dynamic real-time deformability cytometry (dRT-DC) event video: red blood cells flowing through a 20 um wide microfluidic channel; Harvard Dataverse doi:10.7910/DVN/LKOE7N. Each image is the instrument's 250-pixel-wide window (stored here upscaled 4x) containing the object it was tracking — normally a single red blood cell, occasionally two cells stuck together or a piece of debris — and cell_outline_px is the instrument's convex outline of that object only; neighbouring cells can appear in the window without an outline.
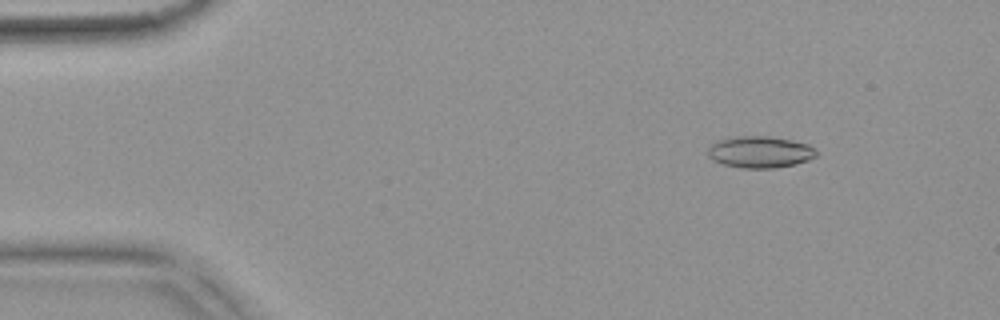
{"species": "common noctule bat (a hibernating species)", "species_latin": "Nyctalus noctula", "temperature_condition": "warm", "stored_images_in_passage": 54, "camera_frame_rate_fps": 3000, "um_per_image_px": 0.085, "animal": {"sex": "female", "body_mass_g": 18.4}, "frame": {"image": 1, "passage_image": 7, "time_ms": 2.0, "image_size_px": [1000, 320], "cell_outline_px": [[820, 152], [816, 156], [808, 160], [796, 164], [776, 168], [740, 168], [724, 164], [712, 160], [708, 156], [708, 148], [716, 140], [736, 136], [768, 136], [792, 140], [808, 144]], "centroid_in_image_um": [64.61, 12.92], "position_along_channel_um": 20.4, "area_um2": 20.23}}
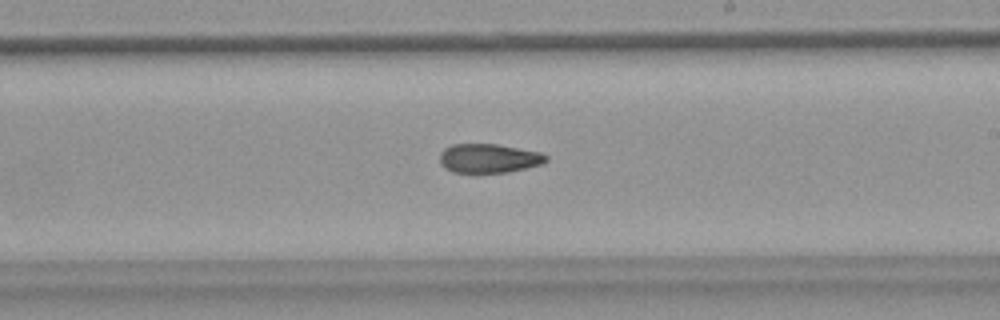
{"frame": {"image": 2, "passage_image": 32, "time_ms": 10.333, "image_size_px": [1000, 320], "cell_outline_px": [[548, 160], [540, 164], [508, 172], [476, 176], [452, 172], [444, 168], [440, 164], [440, 152], [444, 148], [452, 144], [496, 144], [540, 152], [548, 156]], "centroid_in_image_um": [41.47, 13.5], "position_along_channel_um": 247.5, "area_um2": 18.73}}
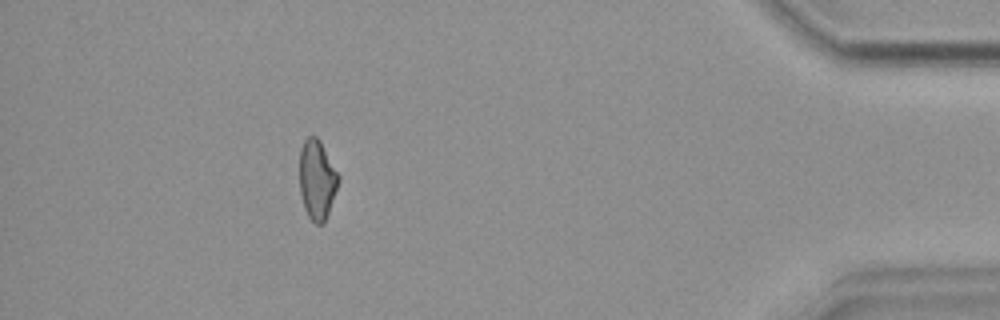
{"frame": {"image": 3, "passage_image": 49, "time_ms": 16.0, "image_size_px": [1000, 320], "cell_outline_px": [[340, 180], [324, 224], [316, 224], [308, 216], [304, 208], [300, 192], [300, 148], [304, 140], [308, 136], [316, 136], [320, 140], [340, 176]], "centroid_in_image_um": [26.95, 15.26], "position_along_channel_um": 408.2, "area_um2": 18.09}, "authors_computed_cell_mechanics": {"area_um2": 18.8428, "velocity_mm_per_s": 3.7713, "shape_relaxation_time_tau1_ms": null, "shape_relaxation_time_tau2_ms": 4.2493, "deformation_change_tau1": null, "deformation_change_tau2": 0.1118}}